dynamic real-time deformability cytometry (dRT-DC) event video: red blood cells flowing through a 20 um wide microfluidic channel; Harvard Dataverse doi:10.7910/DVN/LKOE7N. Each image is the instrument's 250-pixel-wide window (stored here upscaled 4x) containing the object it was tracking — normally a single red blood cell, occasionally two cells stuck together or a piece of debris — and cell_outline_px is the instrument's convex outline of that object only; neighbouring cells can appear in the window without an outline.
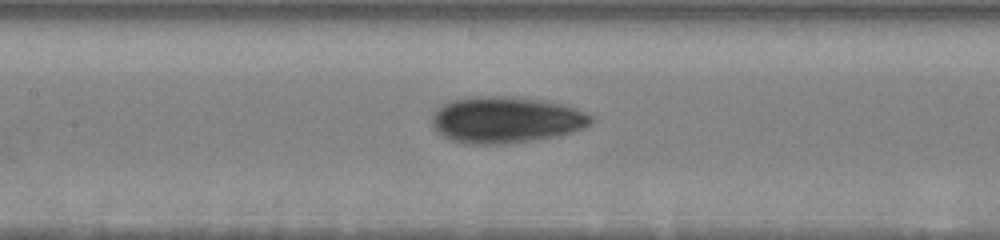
{"species": "human", "species_latin": "Homo sapiens", "temperature_condition": "warm", "stored_images_in_passage": 17, "camera_frame_rate_fps": 3000, "um_per_image_px": 0.085, "donor": {"sex": "male"}, "frame": {"image": 1, "passage_image": 15, "time_ms": 7.667, "image_size_px": [1000, 240], "cell_outline_px": [[596, 116], [588, 124], [572, 132], [532, 140], [504, 144], [464, 144], [452, 140], [436, 132], [432, 124], [432, 112], [436, 108], [452, 100], [472, 96], [512, 96], [548, 100], [568, 104]], "centroid_in_image_um": [43.0, 10.16], "position_along_channel_um": 164.4, "area_um2": 43.52}}